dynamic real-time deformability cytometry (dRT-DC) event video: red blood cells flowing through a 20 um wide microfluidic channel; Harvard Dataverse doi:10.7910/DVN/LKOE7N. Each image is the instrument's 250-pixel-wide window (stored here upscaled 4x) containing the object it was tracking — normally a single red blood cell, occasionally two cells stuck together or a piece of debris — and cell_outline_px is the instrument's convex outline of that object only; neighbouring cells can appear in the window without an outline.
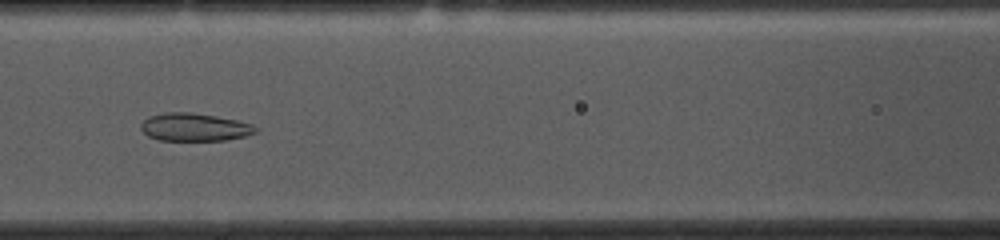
{"species": "common noctule bat (a hibernating species)", "species_latin": "Nyctalus noctula", "temperature_condition": "cold", "stored_images_in_passage": 53, "camera_frame_rate_fps": 3000, "um_per_image_px": 0.085, "animal": {"sex": "female", "body_mass_g": 10.0, "forearm_length_mm": 53.1}, "frame": {"image": 1, "passage_image": 22, "time_ms": 7.0, "image_size_px": [1000, 240], "cell_outline_px": [[260, 128], [256, 132], [244, 136], [224, 140], [160, 140], [148, 136], [140, 128], [140, 124], [148, 116], [164, 112], [192, 112], [216, 116], [236, 120], [252, 124]], "centroid_in_image_um": [16.52, 10.79], "position_along_channel_um": 150.1, "area_um2": 18.67}}
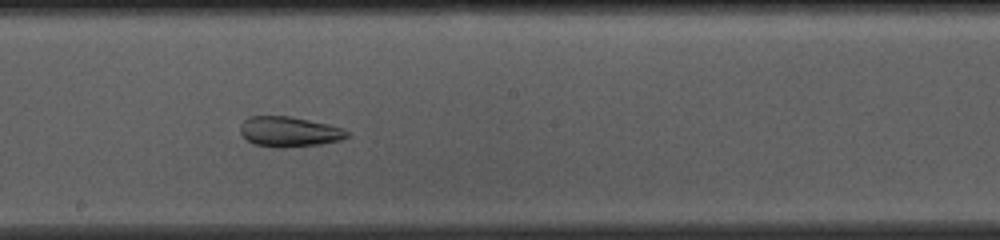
{"frame": {"image": 2, "passage_image": 28, "time_ms": 9.0, "image_size_px": [1000, 240], "cell_outline_px": [[348, 136], [340, 140], [320, 144], [284, 148], [276, 148], [256, 144], [248, 140], [240, 132], [240, 124], [248, 116], [288, 116], [328, 124], [340, 128], [348, 132]], "centroid_in_image_um": [24.55, 11.2], "position_along_channel_um": 223.7, "area_um2": 18.61}}
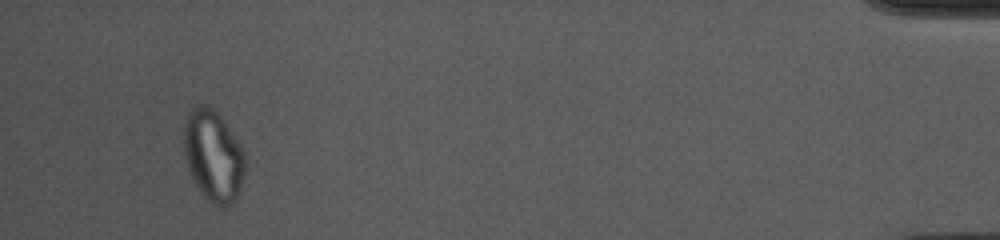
{"frame": {"image": 3, "passage_image": 50, "time_ms": 16.333, "image_size_px": [1000, 240], "cell_outline_px": [[244, 172], [240, 192], [232, 204], [224, 208], [212, 204], [200, 192], [188, 168], [184, 156], [184, 120], [188, 112], [192, 108], [200, 104], [208, 104], [220, 116], [232, 132], [244, 152]], "centroid_in_image_um": [18.12, 13.25], "position_along_channel_um": 417.1, "area_um2": 32.66}, "authors_computed_cell_mechanics": {"area_um2": 25.4898, "velocity_mm_per_s": 3.6855, "shape_relaxation_time_tau1_ms": null, "shape_relaxation_time_tau2_ms": 2.1804, "deformation_change_tau1": null, "deformation_change_tau2": 0.0716}}